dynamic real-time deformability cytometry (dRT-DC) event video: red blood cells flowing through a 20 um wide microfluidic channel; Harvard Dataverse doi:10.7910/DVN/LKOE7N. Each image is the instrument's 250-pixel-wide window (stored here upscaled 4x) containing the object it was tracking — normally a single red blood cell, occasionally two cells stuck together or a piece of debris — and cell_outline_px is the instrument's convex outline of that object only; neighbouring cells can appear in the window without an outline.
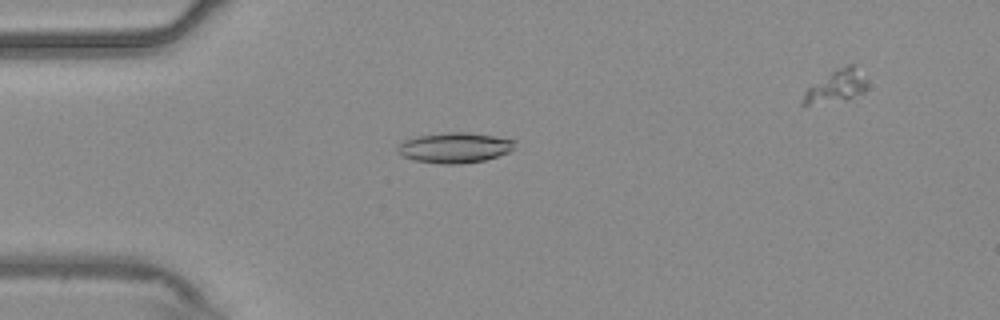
{"species": "common noctule bat (a hibernating species)", "species_latin": "Nyctalus noctula", "temperature_condition": "warm", "stored_images_in_passage": 48, "camera_frame_rate_fps": 3000, "um_per_image_px": 0.085, "animal": {"sex": "male", "body_mass_g": 20.4}, "frame": {"image": 1, "passage_image": 10, "time_ms": 3.0, "image_size_px": [1000, 320], "cell_outline_px": [[516, 140], [512, 148], [508, 152], [484, 160], [460, 164], [440, 164], [416, 160], [404, 156], [396, 152], [396, 148], [404, 140], [416, 136], [448, 132], [468, 132], [496, 136]], "centroid_in_image_um": [38.63, 12.54], "position_along_channel_um": 46.4, "area_um2": 20.63}}
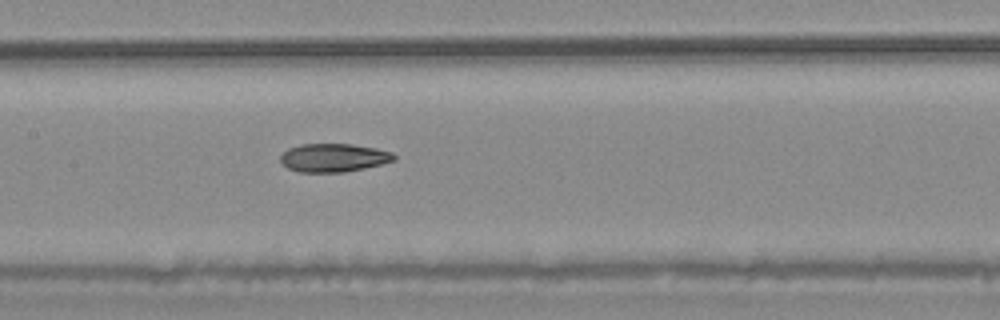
{"frame": {"image": 2, "passage_image": 22, "time_ms": 7.0, "image_size_px": [1000, 320], "cell_outline_px": [[396, 160], [364, 168], [344, 172], [300, 172], [288, 168], [280, 160], [280, 156], [288, 148], [300, 144], [352, 144], [376, 148], [392, 152], [396, 156]], "centroid_in_image_um": [28.36, 13.4], "position_along_channel_um": 179.0, "area_um2": 18.73}}
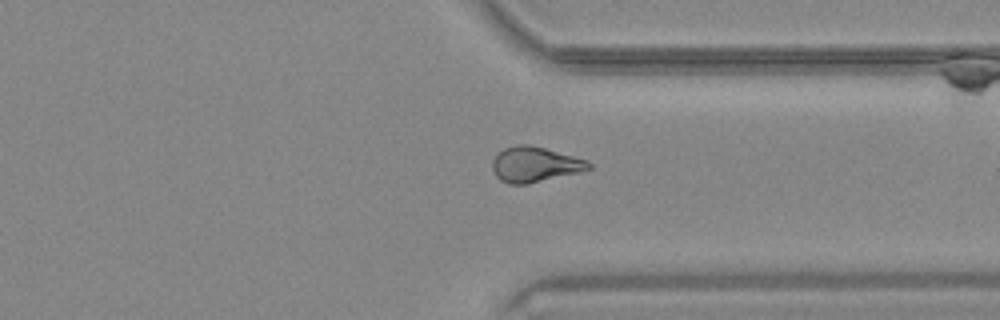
{"frame": {"image": 3, "passage_image": 37, "time_ms": 12.0, "image_size_px": [1000, 320], "cell_outline_px": [[592, 168], [580, 172], [528, 184], [508, 184], [500, 180], [496, 176], [492, 168], [492, 160], [504, 148], [516, 144], [528, 144], [544, 148], [588, 160], [592, 164]], "centroid_in_image_um": [45.47, 13.98], "position_along_channel_um": 365.9, "area_um2": 19.83}}